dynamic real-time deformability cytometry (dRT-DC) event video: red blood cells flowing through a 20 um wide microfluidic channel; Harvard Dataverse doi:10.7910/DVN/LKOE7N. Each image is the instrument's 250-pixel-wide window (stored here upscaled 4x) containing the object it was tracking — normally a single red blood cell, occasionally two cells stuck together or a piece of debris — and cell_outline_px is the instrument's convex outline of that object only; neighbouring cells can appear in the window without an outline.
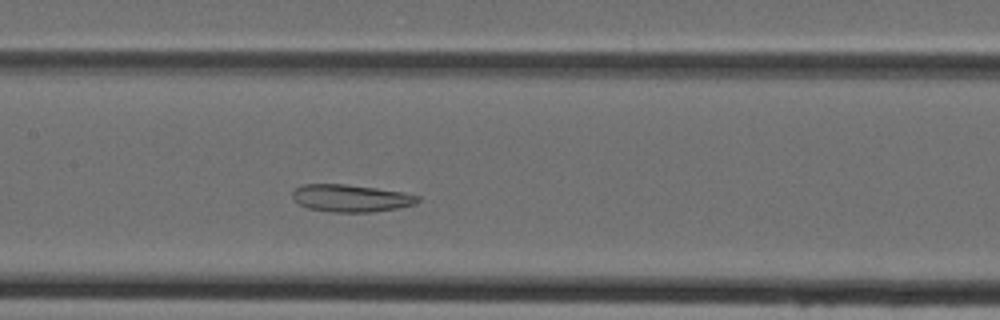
{"species": "Egyptian fruit bat (a non-hibernating species)", "species_latin": "Rousettus aegyptiacus", "temperature_condition": "cold", "stored_images_in_passage": 41, "camera_frame_rate_fps": 3000, "um_per_image_px": 0.085, "animal": {"sex": "female"}, "frame": {"image": 1, "passage_image": 17, "time_ms": 5.333, "image_size_px": [1000, 320], "cell_outline_px": [[420, 200], [416, 204], [376, 212], [328, 212], [308, 208], [300, 204], [292, 196], [292, 192], [300, 184], [344, 184], [376, 188], [404, 192], [420, 196]], "centroid_in_image_um": [29.84, 16.84], "position_along_channel_um": 177.6, "area_um2": 20.06}}
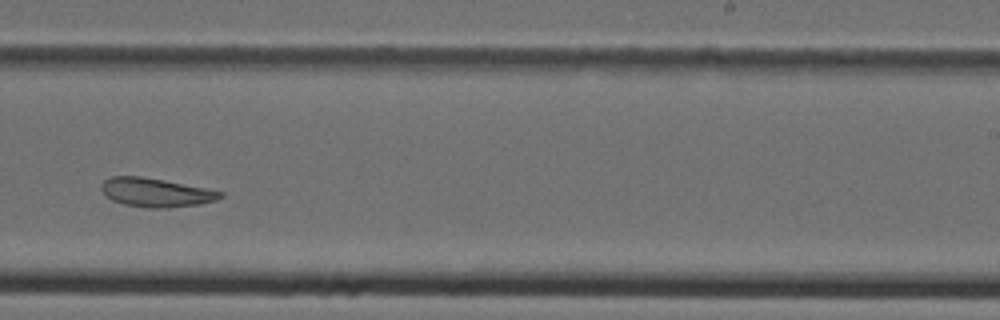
{"frame": {"image": 2, "passage_image": 24, "time_ms": 7.667, "image_size_px": [1000, 320], "cell_outline_px": [[224, 196], [216, 200], [200, 204], [168, 208], [152, 208], [124, 204], [112, 200], [104, 196], [100, 188], [100, 184], [104, 180], [112, 176], [140, 176], [164, 180], [208, 188], [224, 192]], "centroid_in_image_um": [13.25, 16.36], "position_along_channel_um": 275.8, "area_um2": 20.17}}
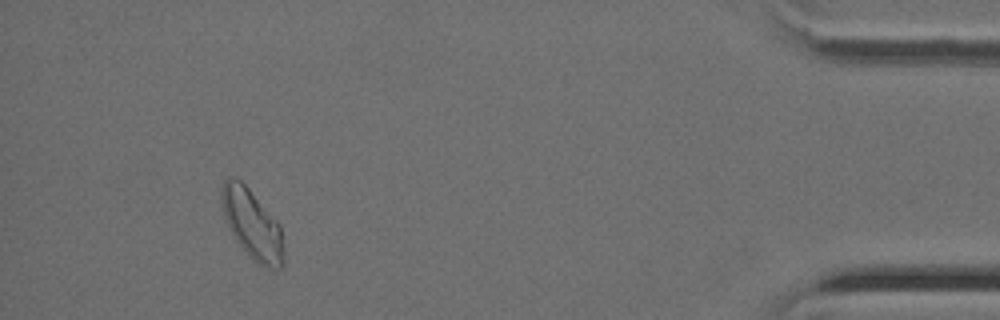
{"frame": {"image": 3, "passage_image": 38, "time_ms": 12.333, "image_size_px": [1000, 320], "cell_outline_px": [[284, 264], [280, 268], [268, 268], [256, 264], [248, 256], [236, 240], [228, 228], [224, 216], [220, 200], [220, 188], [224, 180], [228, 176], [232, 176], [240, 180], [248, 188], [280, 224], [284, 248]], "centroid_in_image_um": [21.41, 19.07], "position_along_channel_um": 413.8, "area_um2": 25.55}}